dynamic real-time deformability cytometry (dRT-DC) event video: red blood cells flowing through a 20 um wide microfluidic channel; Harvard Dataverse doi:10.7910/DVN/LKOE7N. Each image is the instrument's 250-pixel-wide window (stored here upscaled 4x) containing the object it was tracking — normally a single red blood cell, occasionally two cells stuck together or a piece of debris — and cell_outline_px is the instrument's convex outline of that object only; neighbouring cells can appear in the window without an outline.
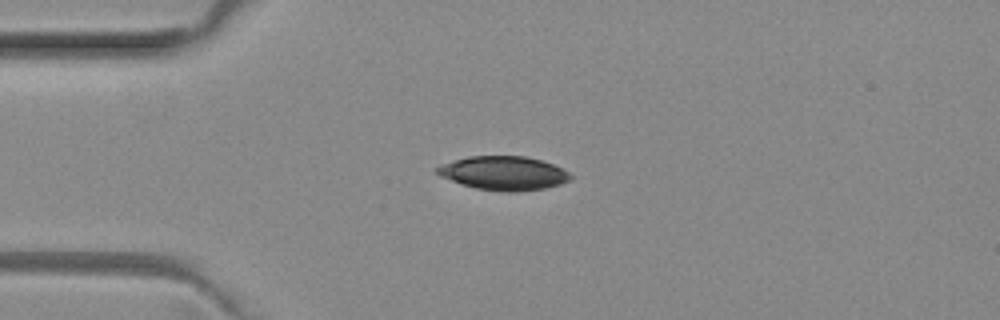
{"species": "common noctule bat (a hibernating species)", "species_latin": "Nyctalus noctula", "temperature_condition": "room temperature", "stored_images_in_passage": 4, "camera_frame_rate_fps": 3000, "um_per_image_px": 0.085, "animal": {"sex": "female", "body_mass_g": 29.2, "forearm_length_mm": 56.3}, "frame": {"image": 1, "passage_image": 2, "time_ms": 0.333, "image_size_px": [1000, 320], "cell_outline_px": [[572, 176], [568, 180], [560, 184], [544, 188], [516, 192], [508, 192], [476, 188], [460, 184], [440, 176], [436, 172], [436, 168], [440, 164], [468, 156], [524, 156], [540, 160], [552, 164], [568, 172]], "centroid_in_image_um": [42.76, 14.71], "position_along_channel_um": 42.2, "area_um2": 26.13}}
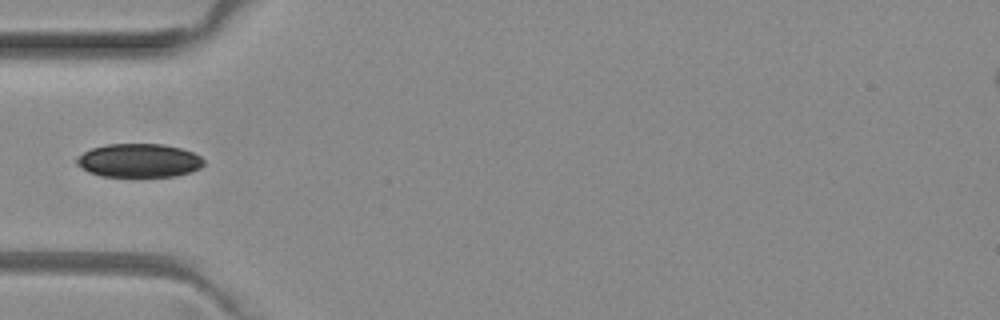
{"frame": {"image": 2, "passage_image": 3, "time_ms": 0.667, "image_size_px": [1000, 320], "cell_outline_px": [[204, 164], [200, 168], [192, 172], [176, 176], [104, 176], [88, 172], [76, 164], [76, 156], [92, 148], [108, 144], [164, 144], [180, 148], [192, 152], [200, 156], [204, 160]], "centroid_in_image_um": [11.82, 13.64], "position_along_channel_um": 73.2, "area_um2": 24.91}}
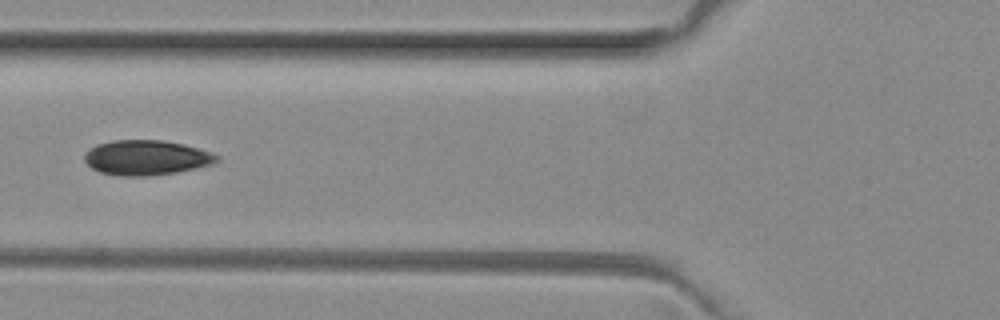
{"frame": {"image": 3, "passage_image": 4, "time_ms": 1.0, "image_size_px": [1000, 320], "cell_outline_px": [[220, 160], [212, 164], [176, 172], [148, 176], [120, 176], [100, 172], [92, 168], [84, 160], [84, 156], [96, 144], [112, 140], [160, 140], [184, 144], [212, 152], [220, 156]], "centroid_in_image_um": [12.46, 13.4], "position_along_channel_um": 113.3, "area_um2": 26.88}}